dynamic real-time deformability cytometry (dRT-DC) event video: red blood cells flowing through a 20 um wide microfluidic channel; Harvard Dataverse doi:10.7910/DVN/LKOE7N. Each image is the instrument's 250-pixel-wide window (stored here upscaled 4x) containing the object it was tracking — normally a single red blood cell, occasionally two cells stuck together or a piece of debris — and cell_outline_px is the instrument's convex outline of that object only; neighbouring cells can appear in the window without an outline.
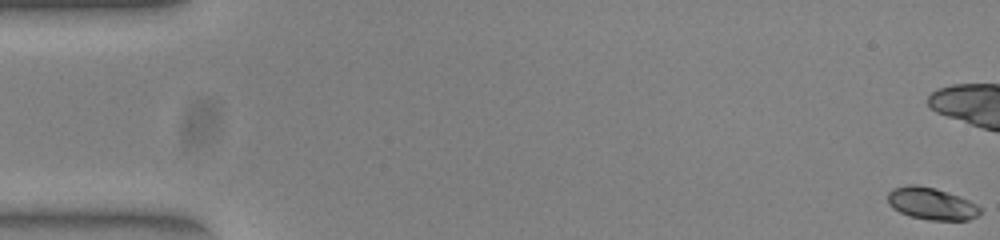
{"species": "common noctule bat (a hibernating species)", "species_latin": "Nyctalus noctula", "temperature_condition": "warm", "stored_images_in_passage": 54, "camera_frame_rate_fps": 3000, "um_per_image_px": 0.085, "animal": {"sex": "female", "body_mass_g": 23.0, "forearm_length_mm": 53.4}, "frame": {"image": 1, "passage_image": 1, "time_ms": 0.0, "image_size_px": [1000, 240], "cell_outline_px": [[980, 212], [976, 216], [968, 220], [928, 220], [908, 216], [892, 208], [888, 204], [888, 192], [892, 188], [908, 184], [916, 184], [936, 188], [968, 200], [976, 204], [980, 208]], "centroid_in_image_um": [79.12, 17.3], "position_along_channel_um": 5.9, "area_um2": 17.34}, "authors_computed_cell_mechanics": {"area_um2": 18.0625, "velocity_mm_per_s": 3.929, "shape_relaxation_time_tau1_ms": 4.3885, "shape_relaxation_time_tau2_ms": 2.2038, "deformation_change_tau1": 0.1866, "deformation_change_tau2": 0.0468}}